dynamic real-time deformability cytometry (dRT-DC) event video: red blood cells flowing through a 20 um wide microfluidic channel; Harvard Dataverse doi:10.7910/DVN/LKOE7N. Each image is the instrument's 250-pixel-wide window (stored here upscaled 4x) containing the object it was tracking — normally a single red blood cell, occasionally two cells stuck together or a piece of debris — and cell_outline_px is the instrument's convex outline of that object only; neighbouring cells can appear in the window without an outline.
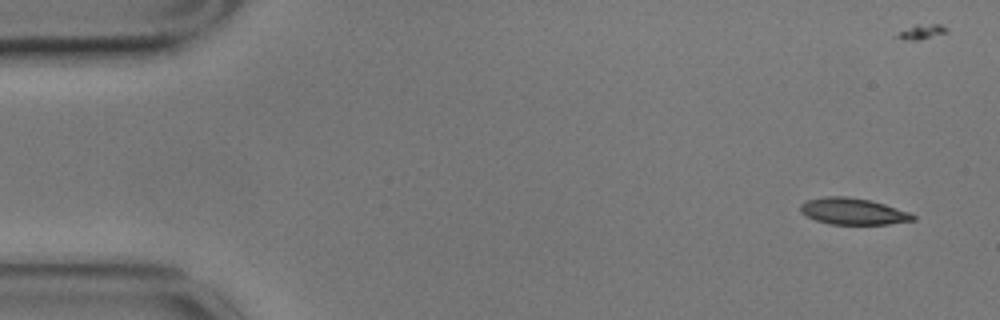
{"species": "common noctule bat (a hibernating species)", "species_latin": "Nyctalus noctula", "temperature_condition": "cold", "stored_images_in_passage": 41, "camera_frame_rate_fps": 3000, "um_per_image_px": 0.085, "animal": {"sex": "male", "body_mass_g": 17.9}, "frame": {"image": 1, "passage_image": 1, "time_ms": 0.0, "image_size_px": [1000, 320], "cell_outline_px": [[916, 220], [888, 224], [828, 224], [816, 220], [800, 212], [800, 204], [808, 200], [824, 196], [848, 196], [868, 200], [884, 204], [908, 212], [916, 216]], "centroid_in_image_um": [72.49, 17.96], "position_along_channel_um": 12.5, "area_um2": 17.28}}
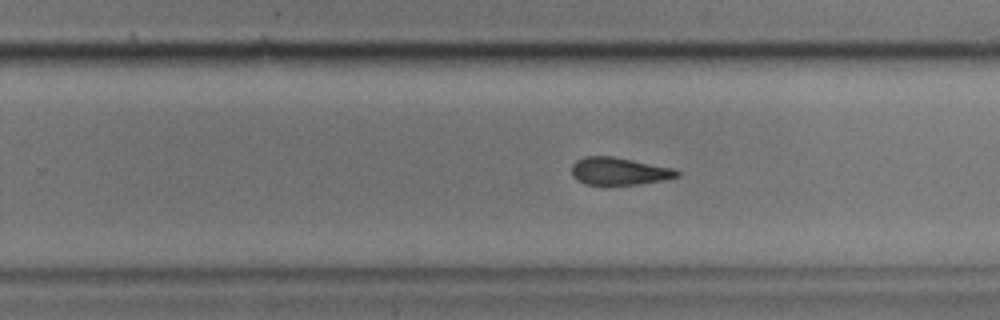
{"frame": {"image": 2, "passage_image": 33, "time_ms": 10.667, "image_size_px": [1000, 320], "cell_outline_px": [[680, 176], [664, 180], [636, 184], [584, 184], [576, 180], [572, 176], [572, 164], [576, 160], [584, 156], [612, 156], [676, 168], [680, 172]], "centroid_in_image_um": [52.63, 14.54], "position_along_channel_um": 277.2, "area_um2": 16.99}}
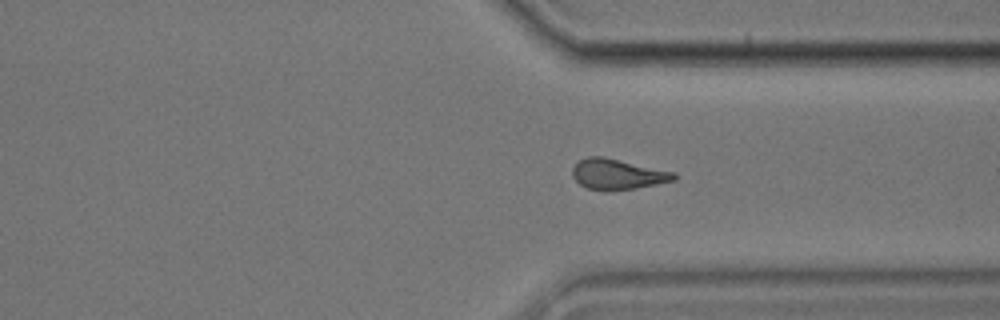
{"frame": {"image": 3, "passage_image": 40, "time_ms": 13.0, "image_size_px": [1000, 320], "cell_outline_px": [[676, 180], [636, 188], [588, 188], [580, 184], [572, 176], [572, 168], [580, 160], [588, 156], [604, 156], [676, 172]], "centroid_in_image_um": [52.52, 14.76], "position_along_channel_um": 358.9, "area_um2": 17.57}, "authors_computed_cell_mechanics": {"area_um2": 17.7446, "velocity_mm_per_s": 3.4977, "shape_relaxation_time_tau1_ms": 8.6448, "shape_relaxation_time_tau2_ms": 5.0737, "deformation_change_tau1": 0.207, "deformation_change_tau2": 0.1388}}